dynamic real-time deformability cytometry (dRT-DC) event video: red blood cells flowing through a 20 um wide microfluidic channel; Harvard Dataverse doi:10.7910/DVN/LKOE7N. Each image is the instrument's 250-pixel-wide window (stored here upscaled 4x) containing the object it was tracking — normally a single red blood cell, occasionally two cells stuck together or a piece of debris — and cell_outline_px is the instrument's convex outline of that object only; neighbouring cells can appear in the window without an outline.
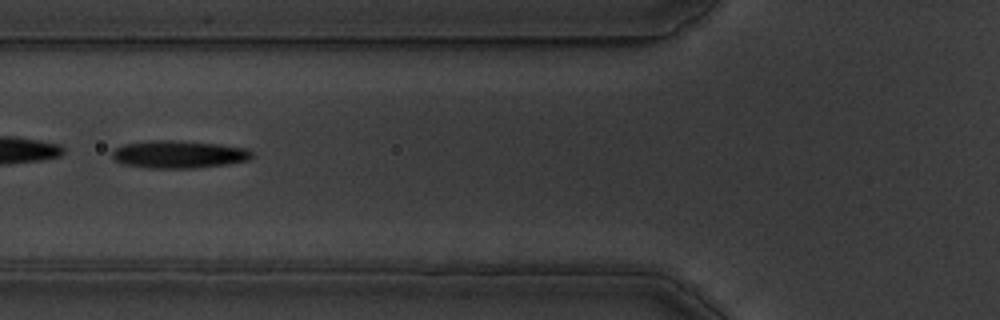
{"species": "common noctule bat (a hibernating species)", "species_latin": "Nyctalus noctula", "temperature_condition": "warm", "stored_images_in_passage": 39, "camera_frame_rate_fps": 3000, "um_per_image_px": 0.085, "animal": {"sex": "male", "body_mass_g": 19.5, "forearm_length_mm": 54.6}, "frame": {"image": 1, "passage_image": 6, "time_ms": 1.667, "image_size_px": [1000, 320], "cell_outline_px": [[256, 156], [248, 160], [228, 164], [196, 168], [148, 168], [124, 164], [116, 160], [112, 156], [112, 152], [116, 148], [124, 144], [148, 140], [176, 140], [220, 144], [248, 148]], "centroid_in_image_um": [15.25, 13.11], "position_along_channel_um": 110.6, "area_um2": 22.72}, "authors_computed_cell_mechanics": {"area_um2": 22.3686, "velocity_mm_per_s": 3.579, "shape_relaxation_time_tau1_ms": 4.583, "shape_relaxation_time_tau2_ms": 4.1716, "deformation_change_tau1": 0.2049, "deformation_change_tau2": 0.1317}}